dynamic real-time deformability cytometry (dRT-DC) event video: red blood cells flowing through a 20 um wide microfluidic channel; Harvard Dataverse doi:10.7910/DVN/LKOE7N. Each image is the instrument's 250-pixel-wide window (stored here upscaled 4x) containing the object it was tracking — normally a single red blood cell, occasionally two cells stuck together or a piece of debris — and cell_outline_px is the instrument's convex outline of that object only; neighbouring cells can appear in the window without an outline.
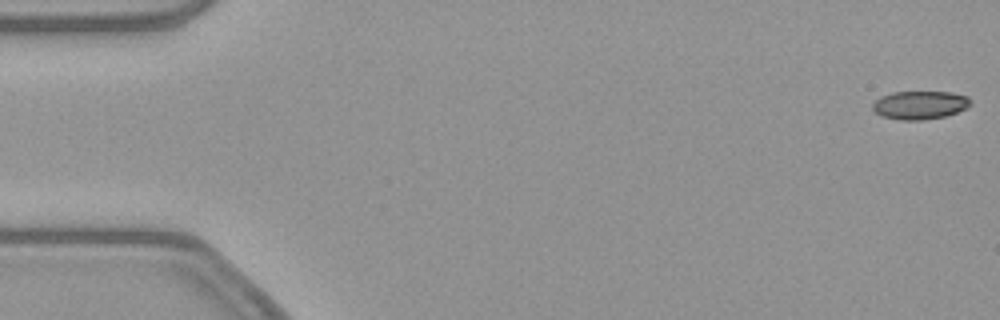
{"species": "common noctule bat (a hibernating species)", "species_latin": "Nyctalus noctula", "temperature_condition": "warm", "stored_images_in_passage": 53, "camera_frame_rate_fps": 3000, "um_per_image_px": 0.085, "animal": {"sex": "female", "body_mass_g": 21.9}, "frame": {"image": 1, "passage_image": 1, "time_ms": 0.0, "image_size_px": [1000, 320], "cell_outline_px": [[972, 104], [968, 108], [944, 116], [920, 120], [900, 120], [884, 116], [876, 112], [872, 108], [872, 104], [880, 96], [892, 92], [952, 92], [968, 96], [972, 100]], "centroid_in_image_um": [78.22, 8.91], "position_along_channel_um": 6.8, "area_um2": 16.18}}
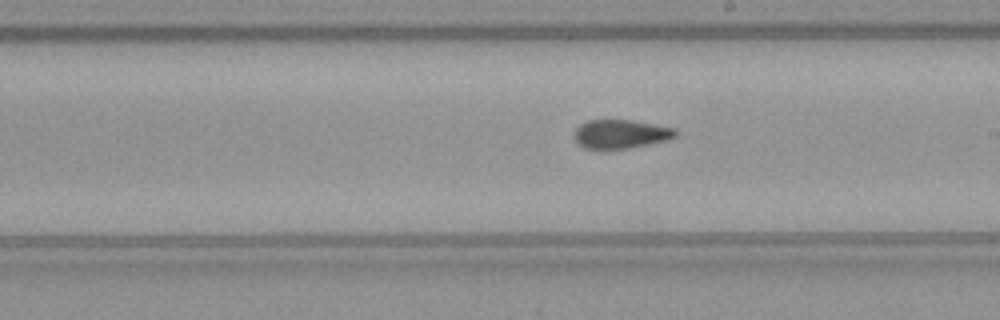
{"frame": {"image": 2, "passage_image": 30, "time_ms": 9.667, "image_size_px": [1000, 320], "cell_outline_px": [[676, 136], [668, 140], [628, 148], [600, 152], [584, 148], [576, 144], [572, 136], [576, 128], [580, 124], [588, 120], [632, 120], [676, 128]], "centroid_in_image_um": [52.67, 11.43], "position_along_channel_um": 236.3, "area_um2": 17.69}}
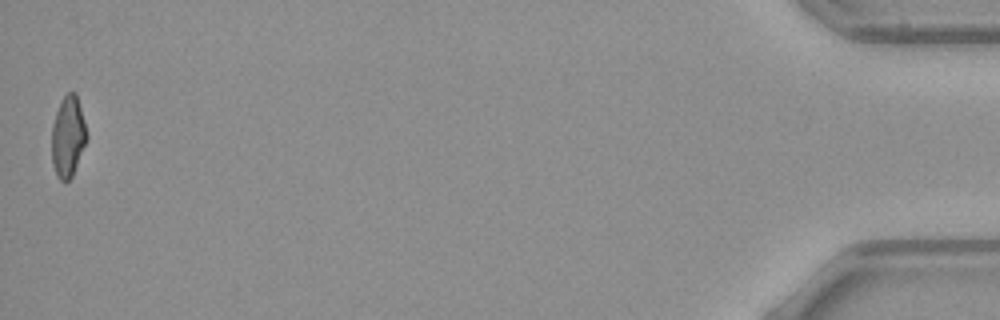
{"frame": {"image": 3, "passage_image": 53, "time_ms": 17.333, "image_size_px": [1000, 320], "cell_outline_px": [[88, 136], [72, 176], [64, 184], [56, 176], [52, 164], [52, 124], [56, 112], [64, 96], [68, 92], [76, 92], [84, 120]], "centroid_in_image_um": [5.77, 11.63], "position_along_channel_um": 429.4, "area_um2": 16.47}, "authors_computed_cell_mechanics": {"area_um2": 17.5134, "velocity_mm_per_s": 3.8782, "shape_relaxation_time_tau1_ms": 7.7434, "shape_relaxation_time_tau2_ms": 1.9889, "deformation_change_tau1": 0.2096, "deformation_change_tau2": 0.093}}